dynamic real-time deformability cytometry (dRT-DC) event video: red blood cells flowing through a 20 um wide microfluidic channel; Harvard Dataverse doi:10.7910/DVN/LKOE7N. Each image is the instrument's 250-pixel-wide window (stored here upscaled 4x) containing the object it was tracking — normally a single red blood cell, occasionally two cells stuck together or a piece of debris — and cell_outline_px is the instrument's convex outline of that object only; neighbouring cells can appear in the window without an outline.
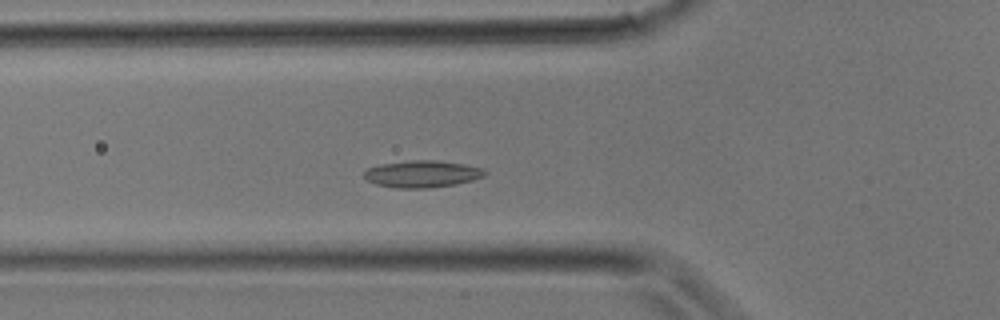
{"species": "common noctule bat (a hibernating species)", "species_latin": "Nyctalus noctula", "temperature_condition": "room temperature", "stored_images_in_passage": 31, "camera_frame_rate_fps": 3000, "um_per_image_px": 0.085, "animal": {"sex": "male", "body_mass_g": 17.9}, "frame": {"image": 1, "passage_image": 10, "time_ms": 3.0, "image_size_px": [1000, 320], "cell_outline_px": [[488, 172], [484, 176], [472, 180], [456, 184], [428, 188], [396, 188], [376, 184], [368, 180], [364, 176], [364, 172], [368, 168], [384, 164], [408, 160], [436, 160], [464, 164], [484, 168]], "centroid_in_image_um": [35.92, 14.78], "position_along_channel_um": 89.9, "area_um2": 18.9}}
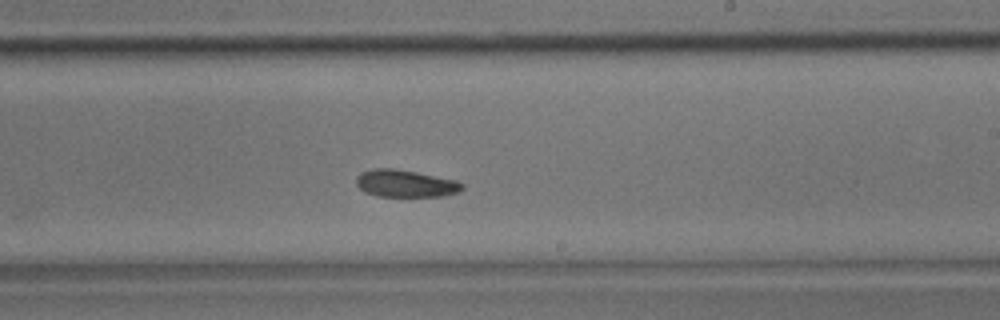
{"frame": {"image": 2, "passage_image": 18, "time_ms": 5.667, "image_size_px": [1000, 320], "cell_outline_px": [[464, 188], [460, 192], [444, 196], [376, 196], [364, 192], [356, 184], [356, 176], [360, 172], [372, 168], [392, 168], [416, 172], [456, 180], [464, 184]], "centroid_in_image_um": [34.45, 15.59], "position_along_channel_um": 254.5, "area_um2": 16.99}}
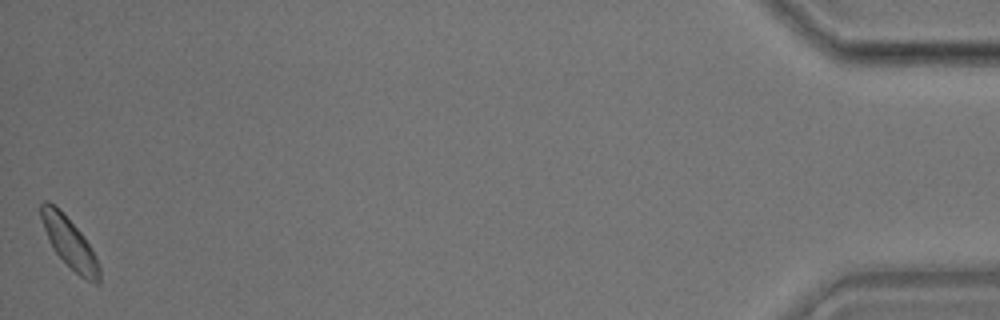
{"frame": {"image": 3, "passage_image": 31, "time_ms": 10.0, "image_size_px": [1000, 320], "cell_outline_px": [[100, 284], [96, 284], [80, 276], [52, 248], [44, 228], [40, 216], [40, 204], [44, 200], [48, 200], [60, 208], [84, 236], [96, 256], [100, 268]], "centroid_in_image_um": [5.9, 20.59], "position_along_channel_um": 429.3, "area_um2": 17.05}}